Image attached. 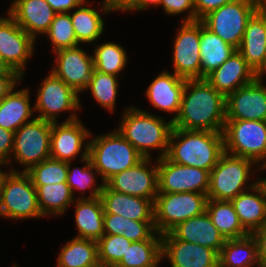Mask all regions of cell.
<instances>
[{
    "instance_id": "680465c9",
    "label": "cell",
    "mask_w": 266,
    "mask_h": 267,
    "mask_svg": "<svg viewBox=\"0 0 266 267\" xmlns=\"http://www.w3.org/2000/svg\"><path fill=\"white\" fill-rule=\"evenodd\" d=\"M259 267H266V262L261 263Z\"/></svg>"
},
{
    "instance_id": "db71d44e",
    "label": "cell",
    "mask_w": 266,
    "mask_h": 267,
    "mask_svg": "<svg viewBox=\"0 0 266 267\" xmlns=\"http://www.w3.org/2000/svg\"><path fill=\"white\" fill-rule=\"evenodd\" d=\"M4 72H16L14 70H12L4 61V59L2 58V55L0 54V73H4Z\"/></svg>"
},
{
    "instance_id": "f1b7e54d",
    "label": "cell",
    "mask_w": 266,
    "mask_h": 267,
    "mask_svg": "<svg viewBox=\"0 0 266 267\" xmlns=\"http://www.w3.org/2000/svg\"><path fill=\"white\" fill-rule=\"evenodd\" d=\"M236 50L200 21L201 79L220 67Z\"/></svg>"
},
{
    "instance_id": "8992f818",
    "label": "cell",
    "mask_w": 266,
    "mask_h": 267,
    "mask_svg": "<svg viewBox=\"0 0 266 267\" xmlns=\"http://www.w3.org/2000/svg\"><path fill=\"white\" fill-rule=\"evenodd\" d=\"M253 165L255 168L256 164L250 159L224 152L216 166L210 171L207 198L231 201L238 194L245 192L246 189H252L260 180L249 183Z\"/></svg>"
},
{
    "instance_id": "5bb4252c",
    "label": "cell",
    "mask_w": 266,
    "mask_h": 267,
    "mask_svg": "<svg viewBox=\"0 0 266 267\" xmlns=\"http://www.w3.org/2000/svg\"><path fill=\"white\" fill-rule=\"evenodd\" d=\"M36 40L8 14L0 17V54L6 64L21 77L27 60L33 56Z\"/></svg>"
},
{
    "instance_id": "f6af8a7d",
    "label": "cell",
    "mask_w": 266,
    "mask_h": 267,
    "mask_svg": "<svg viewBox=\"0 0 266 267\" xmlns=\"http://www.w3.org/2000/svg\"><path fill=\"white\" fill-rule=\"evenodd\" d=\"M13 142L14 132L0 127V163H3L5 166H8L9 161H12Z\"/></svg>"
},
{
    "instance_id": "d6986e66",
    "label": "cell",
    "mask_w": 266,
    "mask_h": 267,
    "mask_svg": "<svg viewBox=\"0 0 266 267\" xmlns=\"http://www.w3.org/2000/svg\"><path fill=\"white\" fill-rule=\"evenodd\" d=\"M92 133L86 129L79 119L70 122H52L50 157L56 160L71 162L83 152H88L89 142H86ZM83 143L84 146H83ZM83 146V147H82Z\"/></svg>"
},
{
    "instance_id": "5b68a950",
    "label": "cell",
    "mask_w": 266,
    "mask_h": 267,
    "mask_svg": "<svg viewBox=\"0 0 266 267\" xmlns=\"http://www.w3.org/2000/svg\"><path fill=\"white\" fill-rule=\"evenodd\" d=\"M11 169L0 180V217L14 220L43 217L30 176Z\"/></svg>"
},
{
    "instance_id": "e0dca14e",
    "label": "cell",
    "mask_w": 266,
    "mask_h": 267,
    "mask_svg": "<svg viewBox=\"0 0 266 267\" xmlns=\"http://www.w3.org/2000/svg\"><path fill=\"white\" fill-rule=\"evenodd\" d=\"M262 82L256 78L226 96V120L266 121V87Z\"/></svg>"
},
{
    "instance_id": "ac0fdd59",
    "label": "cell",
    "mask_w": 266,
    "mask_h": 267,
    "mask_svg": "<svg viewBox=\"0 0 266 267\" xmlns=\"http://www.w3.org/2000/svg\"><path fill=\"white\" fill-rule=\"evenodd\" d=\"M161 257H167L171 267H219L217 251L176 239L170 232L162 234Z\"/></svg>"
},
{
    "instance_id": "816d5d0a",
    "label": "cell",
    "mask_w": 266,
    "mask_h": 267,
    "mask_svg": "<svg viewBox=\"0 0 266 267\" xmlns=\"http://www.w3.org/2000/svg\"><path fill=\"white\" fill-rule=\"evenodd\" d=\"M160 0H137V3L129 11H144L148 9L149 6H158Z\"/></svg>"
},
{
    "instance_id": "cb8c5ba5",
    "label": "cell",
    "mask_w": 266,
    "mask_h": 267,
    "mask_svg": "<svg viewBox=\"0 0 266 267\" xmlns=\"http://www.w3.org/2000/svg\"><path fill=\"white\" fill-rule=\"evenodd\" d=\"M100 198L104 214H116L136 221H154V201L123 194L104 184Z\"/></svg>"
},
{
    "instance_id": "2e32d148",
    "label": "cell",
    "mask_w": 266,
    "mask_h": 267,
    "mask_svg": "<svg viewBox=\"0 0 266 267\" xmlns=\"http://www.w3.org/2000/svg\"><path fill=\"white\" fill-rule=\"evenodd\" d=\"M56 65L51 72L78 94L85 91L94 71L93 57L80 46L62 48L54 52Z\"/></svg>"
},
{
    "instance_id": "60d3db41",
    "label": "cell",
    "mask_w": 266,
    "mask_h": 267,
    "mask_svg": "<svg viewBox=\"0 0 266 267\" xmlns=\"http://www.w3.org/2000/svg\"><path fill=\"white\" fill-rule=\"evenodd\" d=\"M132 241L123 235L104 234L98 241V260L101 267H114L126 253Z\"/></svg>"
},
{
    "instance_id": "603a6c76",
    "label": "cell",
    "mask_w": 266,
    "mask_h": 267,
    "mask_svg": "<svg viewBox=\"0 0 266 267\" xmlns=\"http://www.w3.org/2000/svg\"><path fill=\"white\" fill-rule=\"evenodd\" d=\"M231 203L240 223L249 234L266 225V184L261 179L249 192L247 190L238 194Z\"/></svg>"
},
{
    "instance_id": "4fadbf2b",
    "label": "cell",
    "mask_w": 266,
    "mask_h": 267,
    "mask_svg": "<svg viewBox=\"0 0 266 267\" xmlns=\"http://www.w3.org/2000/svg\"><path fill=\"white\" fill-rule=\"evenodd\" d=\"M173 48L174 74L184 79H201L200 20L182 22Z\"/></svg>"
},
{
    "instance_id": "484cf974",
    "label": "cell",
    "mask_w": 266,
    "mask_h": 267,
    "mask_svg": "<svg viewBox=\"0 0 266 267\" xmlns=\"http://www.w3.org/2000/svg\"><path fill=\"white\" fill-rule=\"evenodd\" d=\"M237 51L257 73L266 58V12H255L248 20Z\"/></svg>"
},
{
    "instance_id": "f546056e",
    "label": "cell",
    "mask_w": 266,
    "mask_h": 267,
    "mask_svg": "<svg viewBox=\"0 0 266 267\" xmlns=\"http://www.w3.org/2000/svg\"><path fill=\"white\" fill-rule=\"evenodd\" d=\"M256 265L260 266L257 242L251 234L225 241L219 253V267H254Z\"/></svg>"
},
{
    "instance_id": "d590c367",
    "label": "cell",
    "mask_w": 266,
    "mask_h": 267,
    "mask_svg": "<svg viewBox=\"0 0 266 267\" xmlns=\"http://www.w3.org/2000/svg\"><path fill=\"white\" fill-rule=\"evenodd\" d=\"M93 50L94 69L114 76L127 66V53L125 49L114 42H105L102 45H96Z\"/></svg>"
},
{
    "instance_id": "9a60e30c",
    "label": "cell",
    "mask_w": 266,
    "mask_h": 267,
    "mask_svg": "<svg viewBox=\"0 0 266 267\" xmlns=\"http://www.w3.org/2000/svg\"><path fill=\"white\" fill-rule=\"evenodd\" d=\"M143 158L135 166L111 177L105 184L112 190L155 201L158 194V167ZM151 168V169H150Z\"/></svg>"
},
{
    "instance_id": "7c38bea8",
    "label": "cell",
    "mask_w": 266,
    "mask_h": 267,
    "mask_svg": "<svg viewBox=\"0 0 266 267\" xmlns=\"http://www.w3.org/2000/svg\"><path fill=\"white\" fill-rule=\"evenodd\" d=\"M155 163H158V193L199 192L207 195L209 171L176 164L166 157Z\"/></svg>"
},
{
    "instance_id": "681fc988",
    "label": "cell",
    "mask_w": 266,
    "mask_h": 267,
    "mask_svg": "<svg viewBox=\"0 0 266 267\" xmlns=\"http://www.w3.org/2000/svg\"><path fill=\"white\" fill-rule=\"evenodd\" d=\"M55 13H69L86 0H45Z\"/></svg>"
},
{
    "instance_id": "7dc6e473",
    "label": "cell",
    "mask_w": 266,
    "mask_h": 267,
    "mask_svg": "<svg viewBox=\"0 0 266 267\" xmlns=\"http://www.w3.org/2000/svg\"><path fill=\"white\" fill-rule=\"evenodd\" d=\"M23 78L17 72L0 73V100L7 96L17 85V82L19 84Z\"/></svg>"
},
{
    "instance_id": "f5cc1de1",
    "label": "cell",
    "mask_w": 266,
    "mask_h": 267,
    "mask_svg": "<svg viewBox=\"0 0 266 267\" xmlns=\"http://www.w3.org/2000/svg\"><path fill=\"white\" fill-rule=\"evenodd\" d=\"M256 12H266V0H251Z\"/></svg>"
},
{
    "instance_id": "c3c4849f",
    "label": "cell",
    "mask_w": 266,
    "mask_h": 267,
    "mask_svg": "<svg viewBox=\"0 0 266 267\" xmlns=\"http://www.w3.org/2000/svg\"><path fill=\"white\" fill-rule=\"evenodd\" d=\"M137 3V0H104L101 4L102 12L128 11Z\"/></svg>"
},
{
    "instance_id": "6da1fadb",
    "label": "cell",
    "mask_w": 266,
    "mask_h": 267,
    "mask_svg": "<svg viewBox=\"0 0 266 267\" xmlns=\"http://www.w3.org/2000/svg\"><path fill=\"white\" fill-rule=\"evenodd\" d=\"M225 105L226 97L205 79L186 80L179 113L172 121L173 127L223 132L226 121Z\"/></svg>"
},
{
    "instance_id": "7a4b0ae2",
    "label": "cell",
    "mask_w": 266,
    "mask_h": 267,
    "mask_svg": "<svg viewBox=\"0 0 266 267\" xmlns=\"http://www.w3.org/2000/svg\"><path fill=\"white\" fill-rule=\"evenodd\" d=\"M224 153L223 132L172 128L166 158L176 164L211 171Z\"/></svg>"
},
{
    "instance_id": "ba28073f",
    "label": "cell",
    "mask_w": 266,
    "mask_h": 267,
    "mask_svg": "<svg viewBox=\"0 0 266 267\" xmlns=\"http://www.w3.org/2000/svg\"><path fill=\"white\" fill-rule=\"evenodd\" d=\"M207 195L199 192L158 193L154 201L156 232H169L178 223L206 211Z\"/></svg>"
},
{
    "instance_id": "83f0119b",
    "label": "cell",
    "mask_w": 266,
    "mask_h": 267,
    "mask_svg": "<svg viewBox=\"0 0 266 267\" xmlns=\"http://www.w3.org/2000/svg\"><path fill=\"white\" fill-rule=\"evenodd\" d=\"M74 202L78 229L76 237L98 241L104 235V207L100 196L92 199H82L79 196Z\"/></svg>"
},
{
    "instance_id": "8d00e7d4",
    "label": "cell",
    "mask_w": 266,
    "mask_h": 267,
    "mask_svg": "<svg viewBox=\"0 0 266 267\" xmlns=\"http://www.w3.org/2000/svg\"><path fill=\"white\" fill-rule=\"evenodd\" d=\"M85 163V166L82 168L76 167L71 169V162H68V174H67V181L66 183L70 186L72 194L74 191L78 190H85L92 189L89 193L88 197H82V199H92L99 197L104 183L100 185L95 184V176L98 175V171L92 165L90 158L88 157V152H82L80 161Z\"/></svg>"
},
{
    "instance_id": "30bf717a",
    "label": "cell",
    "mask_w": 266,
    "mask_h": 267,
    "mask_svg": "<svg viewBox=\"0 0 266 267\" xmlns=\"http://www.w3.org/2000/svg\"><path fill=\"white\" fill-rule=\"evenodd\" d=\"M255 12L251 0H235L209 12L200 21L224 42L238 49L248 20Z\"/></svg>"
},
{
    "instance_id": "277c9868",
    "label": "cell",
    "mask_w": 266,
    "mask_h": 267,
    "mask_svg": "<svg viewBox=\"0 0 266 267\" xmlns=\"http://www.w3.org/2000/svg\"><path fill=\"white\" fill-rule=\"evenodd\" d=\"M88 147V157L104 184L144 158L117 129L89 139Z\"/></svg>"
},
{
    "instance_id": "ee69618b",
    "label": "cell",
    "mask_w": 266,
    "mask_h": 267,
    "mask_svg": "<svg viewBox=\"0 0 266 267\" xmlns=\"http://www.w3.org/2000/svg\"><path fill=\"white\" fill-rule=\"evenodd\" d=\"M104 234L128 236L129 218L116 214H104Z\"/></svg>"
},
{
    "instance_id": "8fae6325",
    "label": "cell",
    "mask_w": 266,
    "mask_h": 267,
    "mask_svg": "<svg viewBox=\"0 0 266 267\" xmlns=\"http://www.w3.org/2000/svg\"><path fill=\"white\" fill-rule=\"evenodd\" d=\"M36 100L34 112L40 113L36 118L50 122H57V115L64 111H72L65 122L77 120L74 112L81 110L82 104L79 94L51 71L41 82Z\"/></svg>"
},
{
    "instance_id": "d6a6232c",
    "label": "cell",
    "mask_w": 266,
    "mask_h": 267,
    "mask_svg": "<svg viewBox=\"0 0 266 267\" xmlns=\"http://www.w3.org/2000/svg\"><path fill=\"white\" fill-rule=\"evenodd\" d=\"M206 211L226 240L249 235L240 223L231 201L208 199Z\"/></svg>"
},
{
    "instance_id": "7402d4cb",
    "label": "cell",
    "mask_w": 266,
    "mask_h": 267,
    "mask_svg": "<svg viewBox=\"0 0 266 267\" xmlns=\"http://www.w3.org/2000/svg\"><path fill=\"white\" fill-rule=\"evenodd\" d=\"M176 239L199 244L220 253L226 239L212 223L207 211L178 223L169 231Z\"/></svg>"
},
{
    "instance_id": "d4e9b609",
    "label": "cell",
    "mask_w": 266,
    "mask_h": 267,
    "mask_svg": "<svg viewBox=\"0 0 266 267\" xmlns=\"http://www.w3.org/2000/svg\"><path fill=\"white\" fill-rule=\"evenodd\" d=\"M186 80L174 73L161 72L148 86L146 98L152 106L164 112L176 113L170 120L173 121L180 110L183 90Z\"/></svg>"
},
{
    "instance_id": "e575fe53",
    "label": "cell",
    "mask_w": 266,
    "mask_h": 267,
    "mask_svg": "<svg viewBox=\"0 0 266 267\" xmlns=\"http://www.w3.org/2000/svg\"><path fill=\"white\" fill-rule=\"evenodd\" d=\"M88 2L84 1L71 14L69 12L72 25L76 34L78 44L95 42L104 31V20L99 11L94 8L85 7ZM84 6V7H83Z\"/></svg>"
},
{
    "instance_id": "3957f363",
    "label": "cell",
    "mask_w": 266,
    "mask_h": 267,
    "mask_svg": "<svg viewBox=\"0 0 266 267\" xmlns=\"http://www.w3.org/2000/svg\"><path fill=\"white\" fill-rule=\"evenodd\" d=\"M125 109L118 127L120 134L144 158H151V149H161L158 159L165 157L173 122H166L162 117L136 107L130 106Z\"/></svg>"
},
{
    "instance_id": "44dd1931",
    "label": "cell",
    "mask_w": 266,
    "mask_h": 267,
    "mask_svg": "<svg viewBox=\"0 0 266 267\" xmlns=\"http://www.w3.org/2000/svg\"><path fill=\"white\" fill-rule=\"evenodd\" d=\"M8 14L36 40L49 30L56 13L45 0H14Z\"/></svg>"
},
{
    "instance_id": "836d02e7",
    "label": "cell",
    "mask_w": 266,
    "mask_h": 267,
    "mask_svg": "<svg viewBox=\"0 0 266 267\" xmlns=\"http://www.w3.org/2000/svg\"><path fill=\"white\" fill-rule=\"evenodd\" d=\"M37 192L38 206L42 215L59 216L74 203V194L66 182L34 186Z\"/></svg>"
},
{
    "instance_id": "9f6ffc18",
    "label": "cell",
    "mask_w": 266,
    "mask_h": 267,
    "mask_svg": "<svg viewBox=\"0 0 266 267\" xmlns=\"http://www.w3.org/2000/svg\"><path fill=\"white\" fill-rule=\"evenodd\" d=\"M1 166H4V164L3 163H0V167ZM3 169L2 168H0V180H1V177H2V175H3V173H4V171H2Z\"/></svg>"
},
{
    "instance_id": "f907efd6",
    "label": "cell",
    "mask_w": 266,
    "mask_h": 267,
    "mask_svg": "<svg viewBox=\"0 0 266 267\" xmlns=\"http://www.w3.org/2000/svg\"><path fill=\"white\" fill-rule=\"evenodd\" d=\"M251 235L257 242L259 263L266 262V227L255 230Z\"/></svg>"
},
{
    "instance_id": "ab89813d",
    "label": "cell",
    "mask_w": 266,
    "mask_h": 267,
    "mask_svg": "<svg viewBox=\"0 0 266 267\" xmlns=\"http://www.w3.org/2000/svg\"><path fill=\"white\" fill-rule=\"evenodd\" d=\"M47 35L52 43V52L79 45L69 13H56Z\"/></svg>"
},
{
    "instance_id": "7bdbcfd3",
    "label": "cell",
    "mask_w": 266,
    "mask_h": 267,
    "mask_svg": "<svg viewBox=\"0 0 266 267\" xmlns=\"http://www.w3.org/2000/svg\"><path fill=\"white\" fill-rule=\"evenodd\" d=\"M155 232L154 221H136L129 219L128 240L132 242L148 240Z\"/></svg>"
},
{
    "instance_id": "11a10c76",
    "label": "cell",
    "mask_w": 266,
    "mask_h": 267,
    "mask_svg": "<svg viewBox=\"0 0 266 267\" xmlns=\"http://www.w3.org/2000/svg\"><path fill=\"white\" fill-rule=\"evenodd\" d=\"M265 74H266V58H265L263 67L256 73V75H257V78L263 79L262 77Z\"/></svg>"
},
{
    "instance_id": "4dcf8cb0",
    "label": "cell",
    "mask_w": 266,
    "mask_h": 267,
    "mask_svg": "<svg viewBox=\"0 0 266 267\" xmlns=\"http://www.w3.org/2000/svg\"><path fill=\"white\" fill-rule=\"evenodd\" d=\"M161 254L162 234L155 232L148 240L132 242L114 267H158Z\"/></svg>"
},
{
    "instance_id": "4316f807",
    "label": "cell",
    "mask_w": 266,
    "mask_h": 267,
    "mask_svg": "<svg viewBox=\"0 0 266 267\" xmlns=\"http://www.w3.org/2000/svg\"><path fill=\"white\" fill-rule=\"evenodd\" d=\"M29 88L13 90L5 96L0 103V127L15 132L23 124L35 118L33 111L35 107L30 104ZM32 119V120H30Z\"/></svg>"
},
{
    "instance_id": "52a82bcc",
    "label": "cell",
    "mask_w": 266,
    "mask_h": 267,
    "mask_svg": "<svg viewBox=\"0 0 266 267\" xmlns=\"http://www.w3.org/2000/svg\"><path fill=\"white\" fill-rule=\"evenodd\" d=\"M223 137L224 152L252 160L257 171L266 165V121L226 120Z\"/></svg>"
},
{
    "instance_id": "f35d334b",
    "label": "cell",
    "mask_w": 266,
    "mask_h": 267,
    "mask_svg": "<svg viewBox=\"0 0 266 267\" xmlns=\"http://www.w3.org/2000/svg\"><path fill=\"white\" fill-rule=\"evenodd\" d=\"M26 173L30 176L34 186L66 182L68 162L50 157L34 165Z\"/></svg>"
},
{
    "instance_id": "1f68e13d",
    "label": "cell",
    "mask_w": 266,
    "mask_h": 267,
    "mask_svg": "<svg viewBox=\"0 0 266 267\" xmlns=\"http://www.w3.org/2000/svg\"><path fill=\"white\" fill-rule=\"evenodd\" d=\"M60 250L57 267H101L95 240L74 237Z\"/></svg>"
},
{
    "instance_id": "9c48e42d",
    "label": "cell",
    "mask_w": 266,
    "mask_h": 267,
    "mask_svg": "<svg viewBox=\"0 0 266 267\" xmlns=\"http://www.w3.org/2000/svg\"><path fill=\"white\" fill-rule=\"evenodd\" d=\"M51 130L52 122L35 117L14 132L11 158L25 166L23 172L50 158Z\"/></svg>"
},
{
    "instance_id": "bcb514c9",
    "label": "cell",
    "mask_w": 266,
    "mask_h": 267,
    "mask_svg": "<svg viewBox=\"0 0 266 267\" xmlns=\"http://www.w3.org/2000/svg\"><path fill=\"white\" fill-rule=\"evenodd\" d=\"M235 0H194L195 21L201 20L209 12Z\"/></svg>"
},
{
    "instance_id": "74e56055",
    "label": "cell",
    "mask_w": 266,
    "mask_h": 267,
    "mask_svg": "<svg viewBox=\"0 0 266 267\" xmlns=\"http://www.w3.org/2000/svg\"><path fill=\"white\" fill-rule=\"evenodd\" d=\"M118 76L102 73L94 69L86 90L106 110L113 113L118 94Z\"/></svg>"
},
{
    "instance_id": "6f0895ef",
    "label": "cell",
    "mask_w": 266,
    "mask_h": 267,
    "mask_svg": "<svg viewBox=\"0 0 266 267\" xmlns=\"http://www.w3.org/2000/svg\"><path fill=\"white\" fill-rule=\"evenodd\" d=\"M261 169H266V165L263 166V168H261ZM261 180L266 184V178H263V179H261Z\"/></svg>"
},
{
    "instance_id": "b9f144b4",
    "label": "cell",
    "mask_w": 266,
    "mask_h": 267,
    "mask_svg": "<svg viewBox=\"0 0 266 267\" xmlns=\"http://www.w3.org/2000/svg\"><path fill=\"white\" fill-rule=\"evenodd\" d=\"M163 6V11L166 15H179L188 11V14L181 22L195 21L194 0H160L159 6Z\"/></svg>"
},
{
    "instance_id": "ffe728a7",
    "label": "cell",
    "mask_w": 266,
    "mask_h": 267,
    "mask_svg": "<svg viewBox=\"0 0 266 267\" xmlns=\"http://www.w3.org/2000/svg\"><path fill=\"white\" fill-rule=\"evenodd\" d=\"M257 78L254 70L236 50L220 67L204 79L225 97Z\"/></svg>"
}]
</instances>
